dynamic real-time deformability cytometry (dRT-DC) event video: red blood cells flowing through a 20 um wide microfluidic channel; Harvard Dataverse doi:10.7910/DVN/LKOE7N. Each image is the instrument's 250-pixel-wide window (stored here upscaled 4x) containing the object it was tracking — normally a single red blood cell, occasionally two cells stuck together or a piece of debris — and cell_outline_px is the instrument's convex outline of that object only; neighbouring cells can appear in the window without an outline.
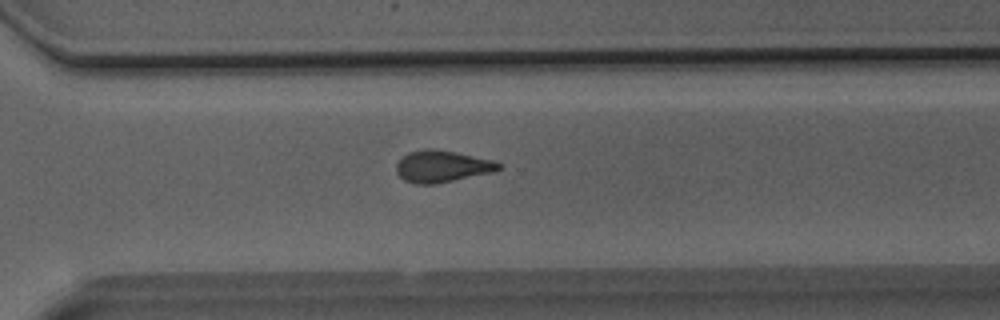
{"species": "Egyptian fruit bat (a non-hibernating species)", "species_latin": "Rousettus aegyptiacus", "temperature_condition": "room temperature", "stored_images_in_passage": 21, "camera_frame_rate_fps": 3000, "um_per_image_px": 0.085, "animal": {"sex": "male"}, "frame": {"image": 1, "passage_image": 15, "time_ms": 4.667, "image_size_px": [1000, 320], "cell_outline_px": [[504, 164], [500, 168], [492, 172], [436, 184], [416, 184], [404, 180], [396, 172], [396, 164], [408, 152], [424, 148], [432, 148], [456, 152], [492, 160]], "centroid_in_image_um": [37.56, 14.13], "position_along_channel_um": 333.0, "area_um2": 18.96}}
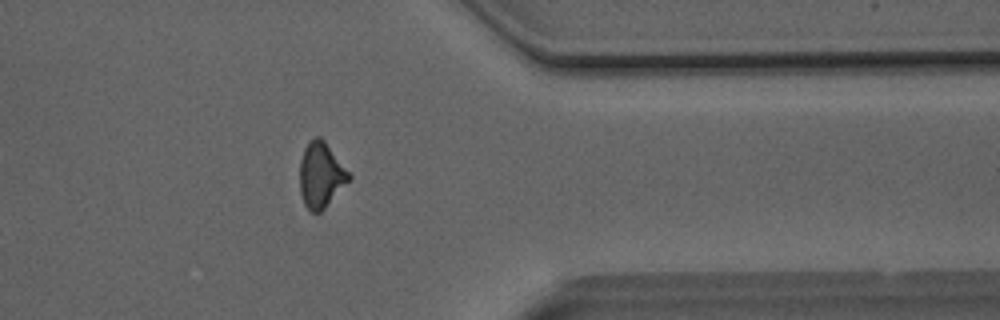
{"frame": {"image": 2, "passage_image": 18, "time_ms": 5.667, "image_size_px": [1000, 320], "cell_outline_px": [[352, 180], [320, 212], [312, 212], [304, 204], [300, 192], [300, 160], [304, 148], [308, 140], [316, 136], [320, 136], [324, 140], [352, 176]], "centroid_in_image_um": [27.29, 14.87], "position_along_channel_um": 384.1, "area_um2": 18.84}}